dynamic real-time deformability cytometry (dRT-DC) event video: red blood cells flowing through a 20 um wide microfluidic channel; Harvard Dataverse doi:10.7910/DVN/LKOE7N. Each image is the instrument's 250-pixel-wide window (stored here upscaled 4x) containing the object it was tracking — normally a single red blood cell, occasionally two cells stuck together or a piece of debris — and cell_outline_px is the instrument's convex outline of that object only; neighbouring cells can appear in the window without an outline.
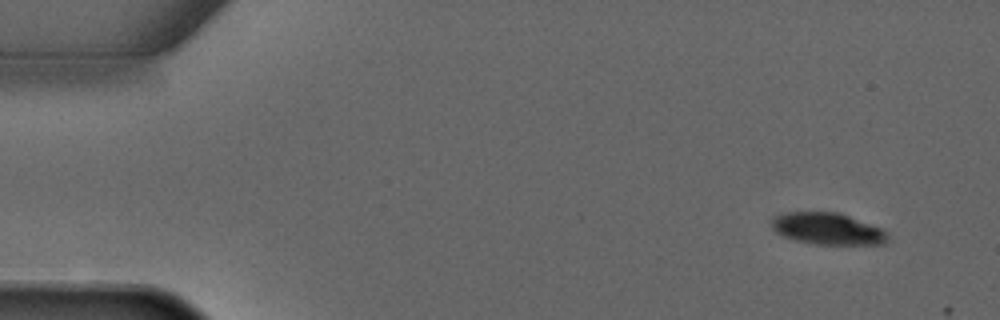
{"species": "common noctule bat (a hibernating species)", "species_latin": "Nyctalus noctula", "temperature_condition": "warm", "stored_images_in_passage": 2, "camera_frame_rate_fps": 3000, "um_per_image_px": 0.085, "animal": {"sex": "male", "forearm_length_mm": 52.5}, "frame": {"image": 1, "passage_image": 1, "time_ms": 0.0, "image_size_px": [1000, 320], "cell_outline_px": [[888, 244], [812, 244], [796, 240], [784, 236], [776, 232], [772, 228], [768, 220], [772, 216], [784, 212], [836, 212], [884, 228], [888, 232]], "centroid_in_image_um": [70.33, 19.44], "position_along_channel_um": 14.7, "area_um2": 21.79}}